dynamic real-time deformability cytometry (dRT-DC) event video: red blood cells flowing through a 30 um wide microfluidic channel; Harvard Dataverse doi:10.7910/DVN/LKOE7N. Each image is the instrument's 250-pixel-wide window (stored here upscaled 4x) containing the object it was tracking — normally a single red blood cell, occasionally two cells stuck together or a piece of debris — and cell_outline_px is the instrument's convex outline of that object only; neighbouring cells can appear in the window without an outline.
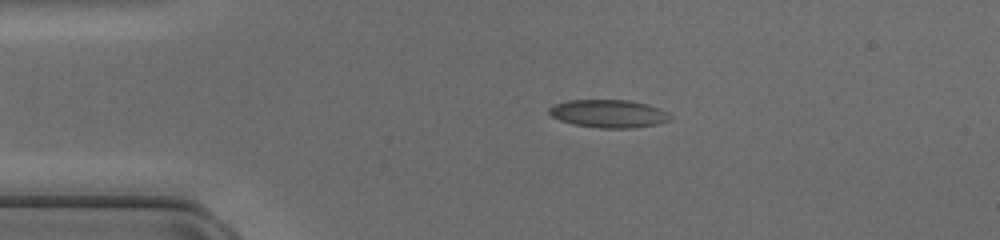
{"species": "common noctule bat (a hibernating species)", "species_latin": "Nyctalus noctula", "temperature_condition": "cold", "stored_images_in_passage": 44, "camera_frame_rate_fps": 3000, "um_per_image_px": 0.085, "animal": {"sex": "female", "body_mass_g": 17.0, "forearm_length_mm": 48.0}, "frame": {"image": 1, "passage_image": 6, "time_ms": 1.667, "image_size_px": [1000, 240], "cell_outline_px": [[672, 116], [668, 120], [652, 124], [628, 128], [600, 128], [576, 124], [560, 120], [552, 116], [548, 112], [556, 104], [572, 100], [628, 100], [644, 104], [656, 108]], "centroid_in_image_um": [51.69, 9.66], "position_along_channel_um": 33.3, "area_um2": 18.9}}
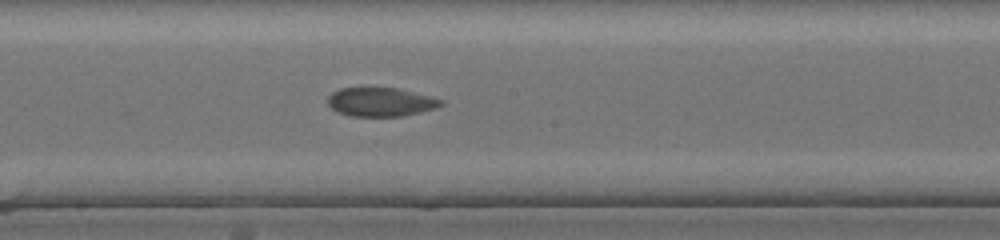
{"frame": {"image": 2, "passage_image": 22, "time_ms": 7.0, "image_size_px": [1000, 240], "cell_outline_px": [[444, 104], [436, 108], [400, 116], [348, 116], [332, 108], [328, 104], [328, 96], [332, 92], [340, 88], [396, 88], [444, 100]], "centroid_in_image_um": [32.34, 8.67], "position_along_channel_um": 215.9, "area_um2": 18.73}}
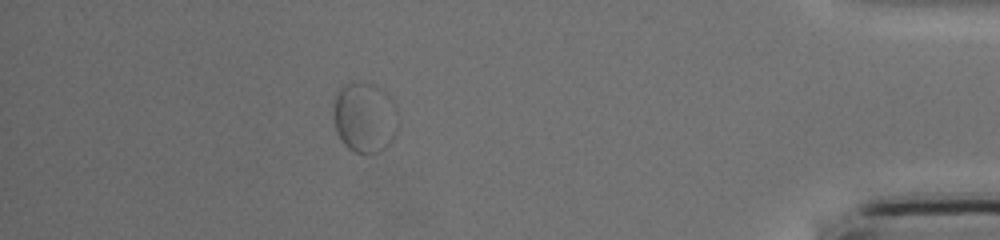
{"frame": {"image": 3, "passage_image": 39, "time_ms": 12.667, "image_size_px": [1000, 240], "cell_outline_px": [[396, 132], [392, 140], [380, 152], [352, 152], [340, 140], [336, 132], [336, 96], [340, 88], [348, 84], [372, 84], [380, 88], [384, 92], [396, 128]], "centroid_in_image_um": [30.93, 10.06], "position_along_channel_um": 404.3, "area_um2": 24.62}}